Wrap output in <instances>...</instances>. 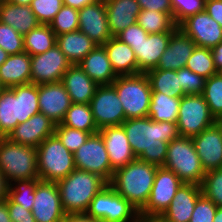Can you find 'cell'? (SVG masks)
<instances>
[{"instance_id": "6da1fadb", "label": "cell", "mask_w": 222, "mask_h": 222, "mask_svg": "<svg viewBox=\"0 0 222 222\" xmlns=\"http://www.w3.org/2000/svg\"><path fill=\"white\" fill-rule=\"evenodd\" d=\"M121 125L136 158L159 167L164 165L168 143L179 137L176 123L150 117L126 119Z\"/></svg>"}, {"instance_id": "7a4b0ae2", "label": "cell", "mask_w": 222, "mask_h": 222, "mask_svg": "<svg viewBox=\"0 0 222 222\" xmlns=\"http://www.w3.org/2000/svg\"><path fill=\"white\" fill-rule=\"evenodd\" d=\"M158 167L136 159L115 170L109 184L140 212L149 200Z\"/></svg>"}, {"instance_id": "3957f363", "label": "cell", "mask_w": 222, "mask_h": 222, "mask_svg": "<svg viewBox=\"0 0 222 222\" xmlns=\"http://www.w3.org/2000/svg\"><path fill=\"white\" fill-rule=\"evenodd\" d=\"M40 112L38 85L29 83L0 91V134L7 137L14 128Z\"/></svg>"}, {"instance_id": "277c9868", "label": "cell", "mask_w": 222, "mask_h": 222, "mask_svg": "<svg viewBox=\"0 0 222 222\" xmlns=\"http://www.w3.org/2000/svg\"><path fill=\"white\" fill-rule=\"evenodd\" d=\"M107 182L95 173L75 169L57 182L66 214L86 212L95 195Z\"/></svg>"}, {"instance_id": "5b68a950", "label": "cell", "mask_w": 222, "mask_h": 222, "mask_svg": "<svg viewBox=\"0 0 222 222\" xmlns=\"http://www.w3.org/2000/svg\"><path fill=\"white\" fill-rule=\"evenodd\" d=\"M0 171L9 184L15 180L39 179L36 147L3 137L0 140Z\"/></svg>"}, {"instance_id": "8992f818", "label": "cell", "mask_w": 222, "mask_h": 222, "mask_svg": "<svg viewBox=\"0 0 222 222\" xmlns=\"http://www.w3.org/2000/svg\"><path fill=\"white\" fill-rule=\"evenodd\" d=\"M164 168L173 171L183 183L201 185L205 176L192 137H178L168 143Z\"/></svg>"}, {"instance_id": "52a82bcc", "label": "cell", "mask_w": 222, "mask_h": 222, "mask_svg": "<svg viewBox=\"0 0 222 222\" xmlns=\"http://www.w3.org/2000/svg\"><path fill=\"white\" fill-rule=\"evenodd\" d=\"M36 149L40 180L57 183L76 169L74 153L55 134L46 138Z\"/></svg>"}, {"instance_id": "ba28073f", "label": "cell", "mask_w": 222, "mask_h": 222, "mask_svg": "<svg viewBox=\"0 0 222 222\" xmlns=\"http://www.w3.org/2000/svg\"><path fill=\"white\" fill-rule=\"evenodd\" d=\"M112 85L122 104L125 119L148 117L152 90L146 73L118 76Z\"/></svg>"}, {"instance_id": "9c48e42d", "label": "cell", "mask_w": 222, "mask_h": 222, "mask_svg": "<svg viewBox=\"0 0 222 222\" xmlns=\"http://www.w3.org/2000/svg\"><path fill=\"white\" fill-rule=\"evenodd\" d=\"M98 222H138L139 211L107 183L86 211Z\"/></svg>"}, {"instance_id": "30bf717a", "label": "cell", "mask_w": 222, "mask_h": 222, "mask_svg": "<svg viewBox=\"0 0 222 222\" xmlns=\"http://www.w3.org/2000/svg\"><path fill=\"white\" fill-rule=\"evenodd\" d=\"M209 106L202 95L181 97L177 129L180 137H193L215 124Z\"/></svg>"}, {"instance_id": "8fae6325", "label": "cell", "mask_w": 222, "mask_h": 222, "mask_svg": "<svg viewBox=\"0 0 222 222\" xmlns=\"http://www.w3.org/2000/svg\"><path fill=\"white\" fill-rule=\"evenodd\" d=\"M74 163L78 170L95 173L107 183L112 179L114 170L101 134H91L87 141L74 152Z\"/></svg>"}, {"instance_id": "7c38bea8", "label": "cell", "mask_w": 222, "mask_h": 222, "mask_svg": "<svg viewBox=\"0 0 222 222\" xmlns=\"http://www.w3.org/2000/svg\"><path fill=\"white\" fill-rule=\"evenodd\" d=\"M90 107L99 130L107 126H119L126 120L117 91L112 84L96 88Z\"/></svg>"}, {"instance_id": "4fadbf2b", "label": "cell", "mask_w": 222, "mask_h": 222, "mask_svg": "<svg viewBox=\"0 0 222 222\" xmlns=\"http://www.w3.org/2000/svg\"><path fill=\"white\" fill-rule=\"evenodd\" d=\"M182 184L183 182L173 171L163 166L158 167L149 200L139 215H162Z\"/></svg>"}, {"instance_id": "5bb4252c", "label": "cell", "mask_w": 222, "mask_h": 222, "mask_svg": "<svg viewBox=\"0 0 222 222\" xmlns=\"http://www.w3.org/2000/svg\"><path fill=\"white\" fill-rule=\"evenodd\" d=\"M71 66L56 44L46 52L31 56V83L41 85L61 82Z\"/></svg>"}, {"instance_id": "9a60e30c", "label": "cell", "mask_w": 222, "mask_h": 222, "mask_svg": "<svg viewBox=\"0 0 222 222\" xmlns=\"http://www.w3.org/2000/svg\"><path fill=\"white\" fill-rule=\"evenodd\" d=\"M35 222H61L66 215L57 183L40 180L35 188L32 206Z\"/></svg>"}, {"instance_id": "2e32d148", "label": "cell", "mask_w": 222, "mask_h": 222, "mask_svg": "<svg viewBox=\"0 0 222 222\" xmlns=\"http://www.w3.org/2000/svg\"><path fill=\"white\" fill-rule=\"evenodd\" d=\"M196 46L212 49L222 42V28L206 11L189 16L179 26Z\"/></svg>"}, {"instance_id": "e0dca14e", "label": "cell", "mask_w": 222, "mask_h": 222, "mask_svg": "<svg viewBox=\"0 0 222 222\" xmlns=\"http://www.w3.org/2000/svg\"><path fill=\"white\" fill-rule=\"evenodd\" d=\"M79 31L97 45H104L112 36L104 2H94L79 10Z\"/></svg>"}, {"instance_id": "ac0fdd59", "label": "cell", "mask_w": 222, "mask_h": 222, "mask_svg": "<svg viewBox=\"0 0 222 222\" xmlns=\"http://www.w3.org/2000/svg\"><path fill=\"white\" fill-rule=\"evenodd\" d=\"M55 126L53 121L39 112L18 124L6 138L14 143L37 148L46 138L54 134Z\"/></svg>"}, {"instance_id": "d6986e66", "label": "cell", "mask_w": 222, "mask_h": 222, "mask_svg": "<svg viewBox=\"0 0 222 222\" xmlns=\"http://www.w3.org/2000/svg\"><path fill=\"white\" fill-rule=\"evenodd\" d=\"M40 112L56 125L64 119L72 104L70 96L61 82L38 85Z\"/></svg>"}, {"instance_id": "ffe728a7", "label": "cell", "mask_w": 222, "mask_h": 222, "mask_svg": "<svg viewBox=\"0 0 222 222\" xmlns=\"http://www.w3.org/2000/svg\"><path fill=\"white\" fill-rule=\"evenodd\" d=\"M99 133L114 171L137 159L122 125L104 127L99 130Z\"/></svg>"}, {"instance_id": "44dd1931", "label": "cell", "mask_w": 222, "mask_h": 222, "mask_svg": "<svg viewBox=\"0 0 222 222\" xmlns=\"http://www.w3.org/2000/svg\"><path fill=\"white\" fill-rule=\"evenodd\" d=\"M192 139L205 172L222 168V133L216 124Z\"/></svg>"}, {"instance_id": "7402d4cb", "label": "cell", "mask_w": 222, "mask_h": 222, "mask_svg": "<svg viewBox=\"0 0 222 222\" xmlns=\"http://www.w3.org/2000/svg\"><path fill=\"white\" fill-rule=\"evenodd\" d=\"M177 28L178 26H175L167 33L148 34V37L140 43L131 45L137 59L140 73H147L157 67L161 55L168 47L172 33Z\"/></svg>"}, {"instance_id": "603a6c76", "label": "cell", "mask_w": 222, "mask_h": 222, "mask_svg": "<svg viewBox=\"0 0 222 222\" xmlns=\"http://www.w3.org/2000/svg\"><path fill=\"white\" fill-rule=\"evenodd\" d=\"M195 47V42L177 28L172 33L168 47L161 55L156 68L174 71L184 68Z\"/></svg>"}, {"instance_id": "cb8c5ba5", "label": "cell", "mask_w": 222, "mask_h": 222, "mask_svg": "<svg viewBox=\"0 0 222 222\" xmlns=\"http://www.w3.org/2000/svg\"><path fill=\"white\" fill-rule=\"evenodd\" d=\"M201 195V185L183 183L161 216L170 222H189L195 204Z\"/></svg>"}, {"instance_id": "d4e9b609", "label": "cell", "mask_w": 222, "mask_h": 222, "mask_svg": "<svg viewBox=\"0 0 222 222\" xmlns=\"http://www.w3.org/2000/svg\"><path fill=\"white\" fill-rule=\"evenodd\" d=\"M78 66L99 86L112 84L118 77L102 45H97Z\"/></svg>"}, {"instance_id": "484cf974", "label": "cell", "mask_w": 222, "mask_h": 222, "mask_svg": "<svg viewBox=\"0 0 222 222\" xmlns=\"http://www.w3.org/2000/svg\"><path fill=\"white\" fill-rule=\"evenodd\" d=\"M64 85L72 103L90 104L97 85L79 66L71 65L63 75Z\"/></svg>"}, {"instance_id": "4316f807", "label": "cell", "mask_w": 222, "mask_h": 222, "mask_svg": "<svg viewBox=\"0 0 222 222\" xmlns=\"http://www.w3.org/2000/svg\"><path fill=\"white\" fill-rule=\"evenodd\" d=\"M105 7L112 36L136 24L141 10L138 0H107Z\"/></svg>"}, {"instance_id": "83f0119b", "label": "cell", "mask_w": 222, "mask_h": 222, "mask_svg": "<svg viewBox=\"0 0 222 222\" xmlns=\"http://www.w3.org/2000/svg\"><path fill=\"white\" fill-rule=\"evenodd\" d=\"M31 83V56L24 52L9 55L0 66V84L3 88Z\"/></svg>"}, {"instance_id": "f1b7e54d", "label": "cell", "mask_w": 222, "mask_h": 222, "mask_svg": "<svg viewBox=\"0 0 222 222\" xmlns=\"http://www.w3.org/2000/svg\"><path fill=\"white\" fill-rule=\"evenodd\" d=\"M108 59L118 76L139 74L137 59L133 49L115 36L104 45Z\"/></svg>"}, {"instance_id": "f546056e", "label": "cell", "mask_w": 222, "mask_h": 222, "mask_svg": "<svg viewBox=\"0 0 222 222\" xmlns=\"http://www.w3.org/2000/svg\"><path fill=\"white\" fill-rule=\"evenodd\" d=\"M0 22L13 27L23 36L40 25L30 6L10 3L8 0L0 1Z\"/></svg>"}, {"instance_id": "4dcf8cb0", "label": "cell", "mask_w": 222, "mask_h": 222, "mask_svg": "<svg viewBox=\"0 0 222 222\" xmlns=\"http://www.w3.org/2000/svg\"><path fill=\"white\" fill-rule=\"evenodd\" d=\"M56 44L71 65L78 64L97 44L81 31L64 33L57 36Z\"/></svg>"}, {"instance_id": "1f68e13d", "label": "cell", "mask_w": 222, "mask_h": 222, "mask_svg": "<svg viewBox=\"0 0 222 222\" xmlns=\"http://www.w3.org/2000/svg\"><path fill=\"white\" fill-rule=\"evenodd\" d=\"M152 92H161L168 97L181 98L185 96L180 85V69L161 70L153 69L146 73Z\"/></svg>"}, {"instance_id": "d6a6232c", "label": "cell", "mask_w": 222, "mask_h": 222, "mask_svg": "<svg viewBox=\"0 0 222 222\" xmlns=\"http://www.w3.org/2000/svg\"><path fill=\"white\" fill-rule=\"evenodd\" d=\"M180 101L181 98L168 97L161 92H152L148 117L155 122L176 123Z\"/></svg>"}, {"instance_id": "836d02e7", "label": "cell", "mask_w": 222, "mask_h": 222, "mask_svg": "<svg viewBox=\"0 0 222 222\" xmlns=\"http://www.w3.org/2000/svg\"><path fill=\"white\" fill-rule=\"evenodd\" d=\"M24 50L30 56L46 52L57 42V36L49 25L40 24L23 36Z\"/></svg>"}, {"instance_id": "e575fe53", "label": "cell", "mask_w": 222, "mask_h": 222, "mask_svg": "<svg viewBox=\"0 0 222 222\" xmlns=\"http://www.w3.org/2000/svg\"><path fill=\"white\" fill-rule=\"evenodd\" d=\"M61 124L91 134L99 132L94 121L90 104L72 103L70 108L66 111Z\"/></svg>"}, {"instance_id": "d590c367", "label": "cell", "mask_w": 222, "mask_h": 222, "mask_svg": "<svg viewBox=\"0 0 222 222\" xmlns=\"http://www.w3.org/2000/svg\"><path fill=\"white\" fill-rule=\"evenodd\" d=\"M137 24L148 34L167 33L176 26L173 18L168 13L146 9L140 10Z\"/></svg>"}, {"instance_id": "8d00e7d4", "label": "cell", "mask_w": 222, "mask_h": 222, "mask_svg": "<svg viewBox=\"0 0 222 222\" xmlns=\"http://www.w3.org/2000/svg\"><path fill=\"white\" fill-rule=\"evenodd\" d=\"M185 67L205 79H208L212 75L218 73L214 66L211 49L199 46L194 48Z\"/></svg>"}, {"instance_id": "74e56055", "label": "cell", "mask_w": 222, "mask_h": 222, "mask_svg": "<svg viewBox=\"0 0 222 222\" xmlns=\"http://www.w3.org/2000/svg\"><path fill=\"white\" fill-rule=\"evenodd\" d=\"M40 179L15 180L10 183L8 198L25 209L32 211L35 198V188Z\"/></svg>"}, {"instance_id": "f35d334b", "label": "cell", "mask_w": 222, "mask_h": 222, "mask_svg": "<svg viewBox=\"0 0 222 222\" xmlns=\"http://www.w3.org/2000/svg\"><path fill=\"white\" fill-rule=\"evenodd\" d=\"M202 96L209 106L211 115L215 119L222 117V74L220 72L205 80Z\"/></svg>"}, {"instance_id": "ab89813d", "label": "cell", "mask_w": 222, "mask_h": 222, "mask_svg": "<svg viewBox=\"0 0 222 222\" xmlns=\"http://www.w3.org/2000/svg\"><path fill=\"white\" fill-rule=\"evenodd\" d=\"M78 14V9L63 5L53 18L49 26L56 36L64 33L78 31Z\"/></svg>"}, {"instance_id": "60d3db41", "label": "cell", "mask_w": 222, "mask_h": 222, "mask_svg": "<svg viewBox=\"0 0 222 222\" xmlns=\"http://www.w3.org/2000/svg\"><path fill=\"white\" fill-rule=\"evenodd\" d=\"M201 190L217 207H222V168L205 173Z\"/></svg>"}, {"instance_id": "b9f144b4", "label": "cell", "mask_w": 222, "mask_h": 222, "mask_svg": "<svg viewBox=\"0 0 222 222\" xmlns=\"http://www.w3.org/2000/svg\"><path fill=\"white\" fill-rule=\"evenodd\" d=\"M54 134L72 153H74L81 145H83L91 135L89 132L67 127L61 123L55 126Z\"/></svg>"}, {"instance_id": "7bdbcfd3", "label": "cell", "mask_w": 222, "mask_h": 222, "mask_svg": "<svg viewBox=\"0 0 222 222\" xmlns=\"http://www.w3.org/2000/svg\"><path fill=\"white\" fill-rule=\"evenodd\" d=\"M173 21L179 26L189 16L205 11L206 0H170Z\"/></svg>"}, {"instance_id": "ee69618b", "label": "cell", "mask_w": 222, "mask_h": 222, "mask_svg": "<svg viewBox=\"0 0 222 222\" xmlns=\"http://www.w3.org/2000/svg\"><path fill=\"white\" fill-rule=\"evenodd\" d=\"M0 47L9 55L24 52L23 35L13 27L0 22Z\"/></svg>"}, {"instance_id": "f6af8a7d", "label": "cell", "mask_w": 222, "mask_h": 222, "mask_svg": "<svg viewBox=\"0 0 222 222\" xmlns=\"http://www.w3.org/2000/svg\"><path fill=\"white\" fill-rule=\"evenodd\" d=\"M63 5V0H33L30 8L40 24L49 25Z\"/></svg>"}, {"instance_id": "bcb514c9", "label": "cell", "mask_w": 222, "mask_h": 222, "mask_svg": "<svg viewBox=\"0 0 222 222\" xmlns=\"http://www.w3.org/2000/svg\"><path fill=\"white\" fill-rule=\"evenodd\" d=\"M205 78L192 72L187 67L180 69V85L185 95H202Z\"/></svg>"}, {"instance_id": "7dc6e473", "label": "cell", "mask_w": 222, "mask_h": 222, "mask_svg": "<svg viewBox=\"0 0 222 222\" xmlns=\"http://www.w3.org/2000/svg\"><path fill=\"white\" fill-rule=\"evenodd\" d=\"M217 206L203 194L198 198L189 222H213Z\"/></svg>"}, {"instance_id": "c3c4849f", "label": "cell", "mask_w": 222, "mask_h": 222, "mask_svg": "<svg viewBox=\"0 0 222 222\" xmlns=\"http://www.w3.org/2000/svg\"><path fill=\"white\" fill-rule=\"evenodd\" d=\"M115 37L131 47V45L138 44L143 39H146L148 37V33L136 23L122 30Z\"/></svg>"}, {"instance_id": "681fc988", "label": "cell", "mask_w": 222, "mask_h": 222, "mask_svg": "<svg viewBox=\"0 0 222 222\" xmlns=\"http://www.w3.org/2000/svg\"><path fill=\"white\" fill-rule=\"evenodd\" d=\"M5 200L12 222H35L32 211L25 209L20 204L12 202L8 197Z\"/></svg>"}, {"instance_id": "f907efd6", "label": "cell", "mask_w": 222, "mask_h": 222, "mask_svg": "<svg viewBox=\"0 0 222 222\" xmlns=\"http://www.w3.org/2000/svg\"><path fill=\"white\" fill-rule=\"evenodd\" d=\"M141 9L168 13L173 18L170 0H138Z\"/></svg>"}, {"instance_id": "816d5d0a", "label": "cell", "mask_w": 222, "mask_h": 222, "mask_svg": "<svg viewBox=\"0 0 222 222\" xmlns=\"http://www.w3.org/2000/svg\"><path fill=\"white\" fill-rule=\"evenodd\" d=\"M205 11L219 23L222 28V0H206Z\"/></svg>"}, {"instance_id": "f5cc1de1", "label": "cell", "mask_w": 222, "mask_h": 222, "mask_svg": "<svg viewBox=\"0 0 222 222\" xmlns=\"http://www.w3.org/2000/svg\"><path fill=\"white\" fill-rule=\"evenodd\" d=\"M61 222H98L87 212L66 214Z\"/></svg>"}, {"instance_id": "db71d44e", "label": "cell", "mask_w": 222, "mask_h": 222, "mask_svg": "<svg viewBox=\"0 0 222 222\" xmlns=\"http://www.w3.org/2000/svg\"><path fill=\"white\" fill-rule=\"evenodd\" d=\"M214 66L217 69V71L222 70V42H220L217 46L213 47L211 49Z\"/></svg>"}, {"instance_id": "11a10c76", "label": "cell", "mask_w": 222, "mask_h": 222, "mask_svg": "<svg viewBox=\"0 0 222 222\" xmlns=\"http://www.w3.org/2000/svg\"><path fill=\"white\" fill-rule=\"evenodd\" d=\"M94 2L96 1L95 0H63V3L65 6L72 7L78 10Z\"/></svg>"}, {"instance_id": "9f6ffc18", "label": "cell", "mask_w": 222, "mask_h": 222, "mask_svg": "<svg viewBox=\"0 0 222 222\" xmlns=\"http://www.w3.org/2000/svg\"><path fill=\"white\" fill-rule=\"evenodd\" d=\"M9 182L0 171V201H3L8 196Z\"/></svg>"}, {"instance_id": "6f0895ef", "label": "cell", "mask_w": 222, "mask_h": 222, "mask_svg": "<svg viewBox=\"0 0 222 222\" xmlns=\"http://www.w3.org/2000/svg\"><path fill=\"white\" fill-rule=\"evenodd\" d=\"M0 222H12L9 217L6 200L0 201Z\"/></svg>"}, {"instance_id": "680465c9", "label": "cell", "mask_w": 222, "mask_h": 222, "mask_svg": "<svg viewBox=\"0 0 222 222\" xmlns=\"http://www.w3.org/2000/svg\"><path fill=\"white\" fill-rule=\"evenodd\" d=\"M138 222H170L161 215L144 216L140 215Z\"/></svg>"}, {"instance_id": "91938a15", "label": "cell", "mask_w": 222, "mask_h": 222, "mask_svg": "<svg viewBox=\"0 0 222 222\" xmlns=\"http://www.w3.org/2000/svg\"><path fill=\"white\" fill-rule=\"evenodd\" d=\"M213 222H222V207H217Z\"/></svg>"}, {"instance_id": "94428289", "label": "cell", "mask_w": 222, "mask_h": 222, "mask_svg": "<svg viewBox=\"0 0 222 222\" xmlns=\"http://www.w3.org/2000/svg\"><path fill=\"white\" fill-rule=\"evenodd\" d=\"M10 3L30 6L33 0H8Z\"/></svg>"}, {"instance_id": "6125c7cd", "label": "cell", "mask_w": 222, "mask_h": 222, "mask_svg": "<svg viewBox=\"0 0 222 222\" xmlns=\"http://www.w3.org/2000/svg\"><path fill=\"white\" fill-rule=\"evenodd\" d=\"M9 54L0 47V66L7 60Z\"/></svg>"}, {"instance_id": "be15d7a7", "label": "cell", "mask_w": 222, "mask_h": 222, "mask_svg": "<svg viewBox=\"0 0 222 222\" xmlns=\"http://www.w3.org/2000/svg\"><path fill=\"white\" fill-rule=\"evenodd\" d=\"M215 124L218 126V128L220 129V131L222 133V117L216 119Z\"/></svg>"}, {"instance_id": "e7e4bbea", "label": "cell", "mask_w": 222, "mask_h": 222, "mask_svg": "<svg viewBox=\"0 0 222 222\" xmlns=\"http://www.w3.org/2000/svg\"><path fill=\"white\" fill-rule=\"evenodd\" d=\"M96 2H104V3H106L107 2V0H95Z\"/></svg>"}]
</instances>
